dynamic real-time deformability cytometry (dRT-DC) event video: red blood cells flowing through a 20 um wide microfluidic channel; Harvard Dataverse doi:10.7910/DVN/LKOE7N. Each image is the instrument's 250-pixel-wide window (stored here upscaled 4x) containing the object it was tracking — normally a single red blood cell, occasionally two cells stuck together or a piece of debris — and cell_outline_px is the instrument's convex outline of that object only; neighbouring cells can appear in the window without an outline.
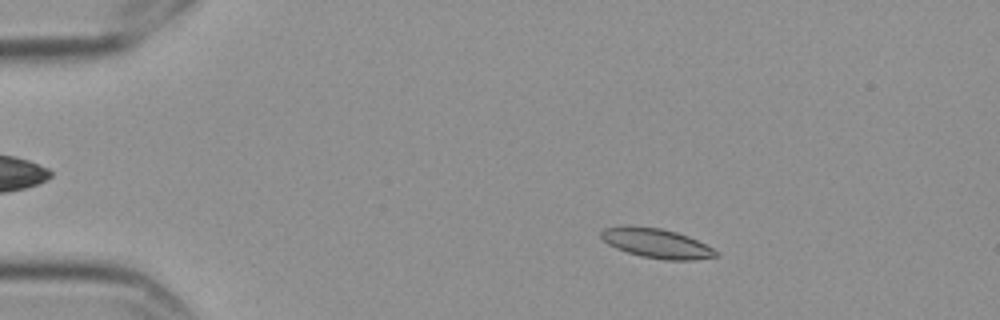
{"species": "Egyptian fruit bat (a non-hibernating species)", "species_latin": "Rousettus aegyptiacus", "temperature_condition": "cold", "stored_images_in_passage": 3, "camera_frame_rate_fps": 3000, "um_per_image_px": 0.085, "frame": {"image": 1, "passage_image": 2, "time_ms": 0.333, "image_size_px": [1000, 320], "cell_outline_px": [[720, 256], [692, 260], [664, 260], [640, 256], [616, 248], [608, 244], [600, 236], [600, 232], [604, 228], [624, 224], [628, 224], [660, 228], [676, 232], [688, 236], [720, 252]], "centroid_in_image_um": [55.78, 20.66], "position_along_channel_um": 29.2, "area_um2": 20.0}}